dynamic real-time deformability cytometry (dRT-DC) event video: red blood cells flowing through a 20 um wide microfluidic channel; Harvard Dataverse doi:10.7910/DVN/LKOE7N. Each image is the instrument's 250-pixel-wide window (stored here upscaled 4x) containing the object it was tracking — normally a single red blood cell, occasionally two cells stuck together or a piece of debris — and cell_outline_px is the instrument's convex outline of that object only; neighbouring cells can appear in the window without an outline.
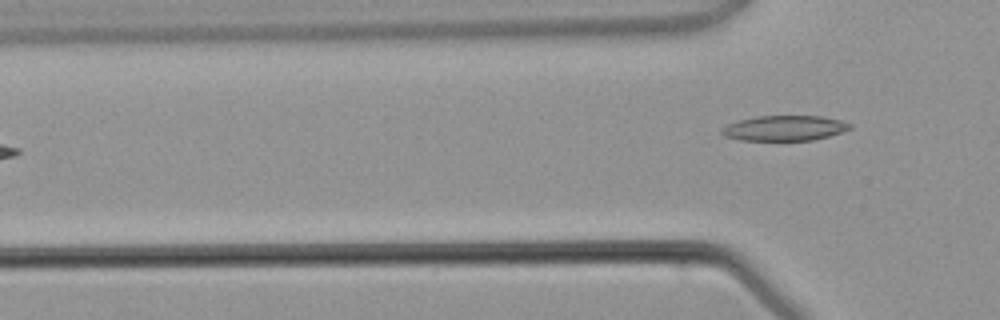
{"species": "common noctule bat (a hibernating species)", "species_latin": "Nyctalus noctula", "temperature_condition": "warm", "stored_images_in_passage": 4, "camera_frame_rate_fps": 3000, "um_per_image_px": 0.085, "animal": {"sex": "male", "body_mass_g": 21.5, "forearm_length_mm": 52.0}, "frame": {"image": 1, "passage_image": 4, "time_ms": 3.667, "image_size_px": [1000, 320], "cell_outline_px": [[852, 128], [828, 136], [812, 140], [740, 140], [724, 136], [720, 132], [720, 128], [728, 124], [740, 120], [756, 116], [820, 116], [840, 120], [852, 124]], "centroid_in_image_um": [66.65, 10.89], "position_along_channel_um": 59.1, "area_um2": 18.73}}